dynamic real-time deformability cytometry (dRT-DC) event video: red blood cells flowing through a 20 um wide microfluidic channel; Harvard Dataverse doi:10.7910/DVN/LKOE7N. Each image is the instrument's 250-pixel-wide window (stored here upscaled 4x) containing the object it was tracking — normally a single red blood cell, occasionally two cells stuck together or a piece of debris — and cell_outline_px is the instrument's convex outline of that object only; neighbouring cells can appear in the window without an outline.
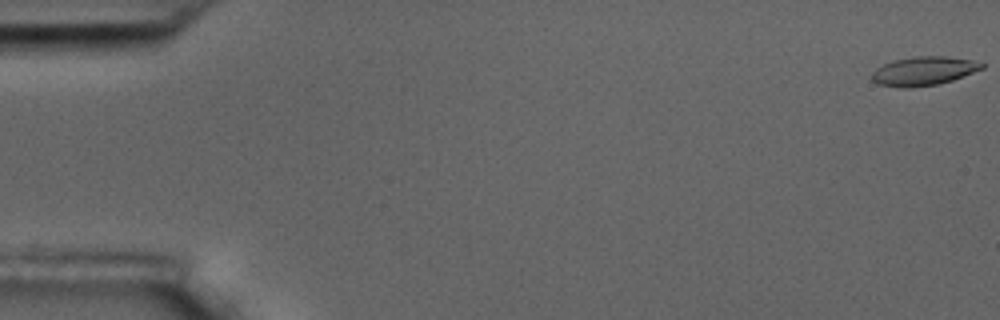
{"species": "common noctule bat (a hibernating species)", "species_latin": "Nyctalus noctula", "temperature_condition": "room temperature", "stored_images_in_passage": 8, "camera_frame_rate_fps": 3000, "um_per_image_px": 0.085, "animal": {"sex": "male", "body_mass_g": 17.5, "forearm_length_mm": 52.3}, "frame": {"image": 1, "passage_image": 1, "time_ms": 0.0, "image_size_px": [1000, 320], "cell_outline_px": [[984, 68], [952, 80], [936, 84], [908, 88], [904, 88], [880, 84], [872, 80], [872, 72], [876, 68], [884, 64], [896, 60], [912, 56], [944, 56], [972, 60], [984, 64]], "centroid_in_image_um": [78.51, 6.03], "position_along_channel_um": 6.5, "area_um2": 18.21}}